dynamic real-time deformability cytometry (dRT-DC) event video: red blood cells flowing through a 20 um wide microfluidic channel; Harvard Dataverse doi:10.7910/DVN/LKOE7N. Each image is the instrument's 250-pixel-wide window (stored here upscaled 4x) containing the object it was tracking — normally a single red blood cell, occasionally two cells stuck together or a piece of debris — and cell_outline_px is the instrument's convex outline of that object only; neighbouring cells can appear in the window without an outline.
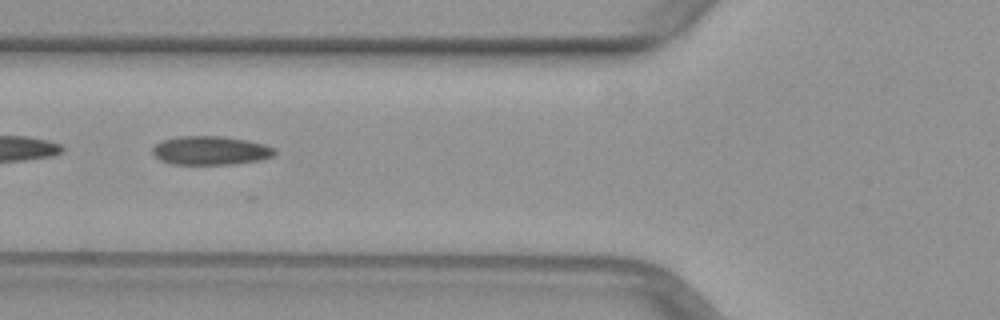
{"species": "common noctule bat (a hibernating species)", "species_latin": "Nyctalus noctula", "temperature_condition": "warm", "stored_images_in_passage": 44, "camera_frame_rate_fps": 3000, "um_per_image_px": 0.085, "animal": {"sex": "female", "body_mass_g": 29.2, "forearm_length_mm": 56.3}, "frame": {"image": 1, "passage_image": 13, "time_ms": 4.0, "image_size_px": [1000, 320], "cell_outline_px": [[276, 152], [272, 156], [260, 160], [232, 164], [172, 164], [160, 160], [152, 152], [152, 148], [156, 144], [164, 140], [180, 136], [220, 136], [248, 140], [264, 144], [276, 148]], "centroid_in_image_um": [17.92, 12.79], "position_along_channel_um": 107.9, "area_um2": 20.4}}